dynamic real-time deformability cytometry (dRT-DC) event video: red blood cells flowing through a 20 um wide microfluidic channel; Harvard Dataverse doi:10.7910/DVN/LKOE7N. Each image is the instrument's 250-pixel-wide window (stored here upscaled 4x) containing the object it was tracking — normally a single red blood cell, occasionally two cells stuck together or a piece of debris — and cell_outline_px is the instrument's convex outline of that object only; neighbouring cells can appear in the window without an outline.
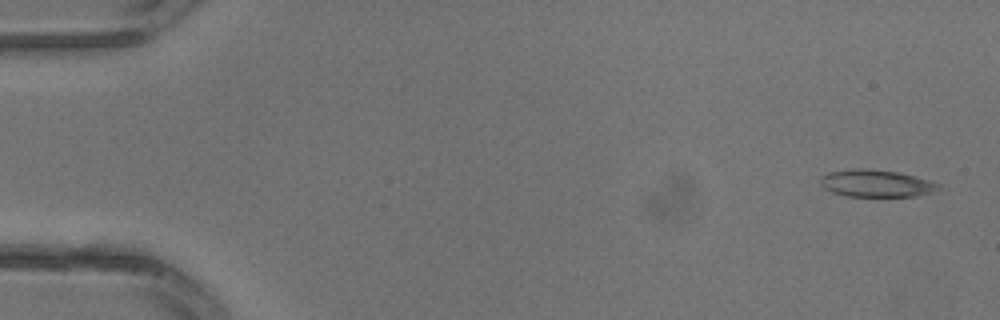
{"species": "common noctule bat (a hibernating species)", "species_latin": "Nyctalus noctula", "temperature_condition": "warm", "stored_images_in_passage": 3, "camera_frame_rate_fps": 3000, "um_per_image_px": 0.085, "animal": {"sex": "male", "body_mass_g": 13.3}, "frame": {"image": 1, "passage_image": 1, "time_ms": 0.0, "image_size_px": [1000, 320], "cell_outline_px": [[948, 188], [916, 196], [848, 196], [832, 192], [824, 188], [820, 184], [820, 176], [828, 172], [856, 168], [864, 168], [896, 172], [916, 176], [940, 184]], "centroid_in_image_um": [74.52, 15.59], "position_along_channel_um": 10.5, "area_um2": 18.9}}
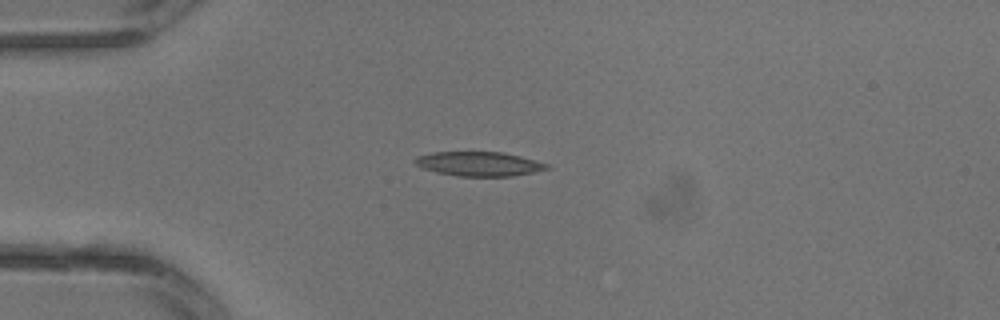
{"frame": {"image": 2, "passage_image": 3, "time_ms": 0.667, "image_size_px": [1000, 320], "cell_outline_px": [[552, 168], [512, 176], [456, 176], [436, 172], [420, 168], [412, 160], [416, 156], [432, 152], [504, 152], [536, 160], [548, 164]], "centroid_in_image_um": [40.68, 13.92], "position_along_channel_um": 44.3, "area_um2": 18.84}}